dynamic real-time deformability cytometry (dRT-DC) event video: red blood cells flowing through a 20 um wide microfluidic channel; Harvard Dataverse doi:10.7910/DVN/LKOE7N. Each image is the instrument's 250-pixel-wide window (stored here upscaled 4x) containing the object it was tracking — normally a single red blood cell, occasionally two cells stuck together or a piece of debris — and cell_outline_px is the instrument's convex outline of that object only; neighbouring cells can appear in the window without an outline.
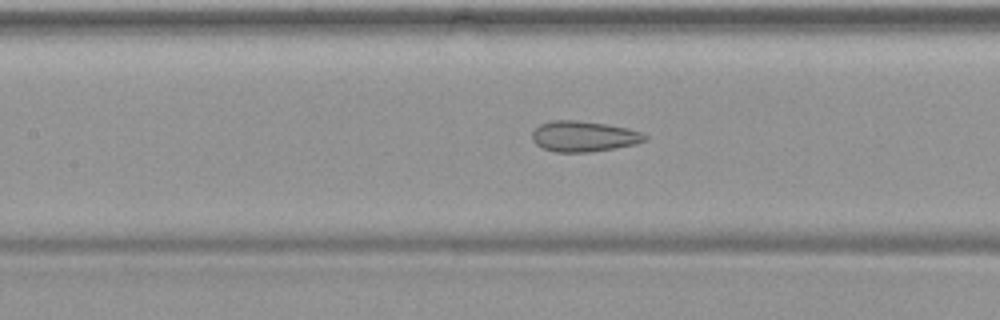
{"species": "common noctule bat (a hibernating species)", "species_latin": "Nyctalus noctula", "temperature_condition": "warm", "stored_images_in_passage": 50, "camera_frame_rate_fps": 3000, "um_per_image_px": 0.085, "animal": {"sex": "female", "body_mass_g": 19.9}, "frame": {"image": 1, "passage_image": 23, "time_ms": 7.333, "image_size_px": [1000, 320], "cell_outline_px": [[648, 140], [636, 144], [592, 152], [556, 152], [544, 148], [536, 144], [532, 140], [532, 132], [540, 124], [552, 120], [576, 120], [608, 124], [628, 128], [640, 132], [648, 136]], "centroid_in_image_um": [49.64, 11.59], "position_along_channel_um": 157.8, "area_um2": 20.23}}
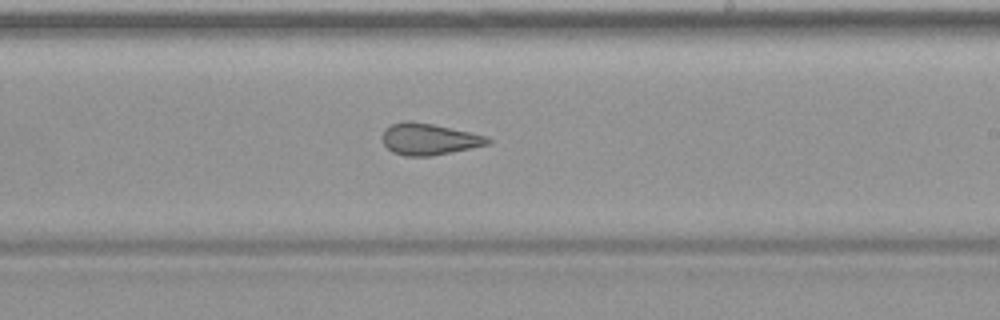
{"frame": {"image": 2, "passage_image": 30, "time_ms": 9.667, "image_size_px": [1000, 320], "cell_outline_px": [[492, 140], [488, 144], [452, 152], [432, 156], [404, 156], [392, 152], [384, 144], [384, 128], [392, 124], [404, 120], [412, 120], [432, 124], [488, 136]], "centroid_in_image_um": [36.46, 11.82], "position_along_channel_um": 252.5, "area_um2": 19.31}}
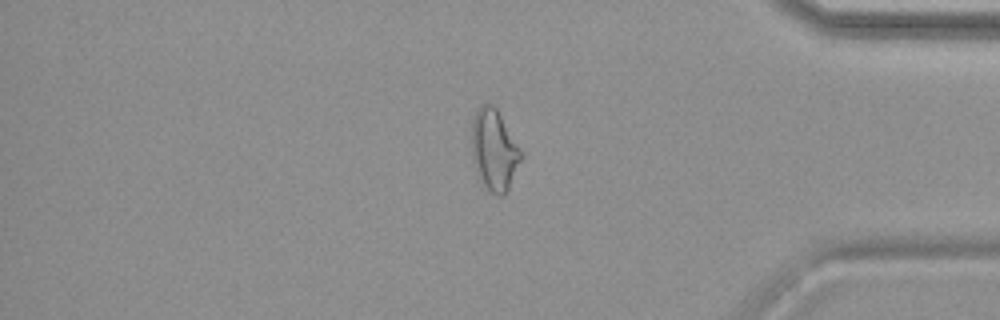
{"frame": {"image": 3, "passage_image": 42, "time_ms": 13.667, "image_size_px": [1000, 320], "cell_outline_px": [[524, 156], [508, 188], [500, 196], [492, 192], [480, 184], [472, 156], [472, 116], [480, 104], [492, 104], [496, 108], [524, 152]], "centroid_in_image_um": [42.01, 12.73], "position_along_channel_um": 393.2, "area_um2": 23.58}}